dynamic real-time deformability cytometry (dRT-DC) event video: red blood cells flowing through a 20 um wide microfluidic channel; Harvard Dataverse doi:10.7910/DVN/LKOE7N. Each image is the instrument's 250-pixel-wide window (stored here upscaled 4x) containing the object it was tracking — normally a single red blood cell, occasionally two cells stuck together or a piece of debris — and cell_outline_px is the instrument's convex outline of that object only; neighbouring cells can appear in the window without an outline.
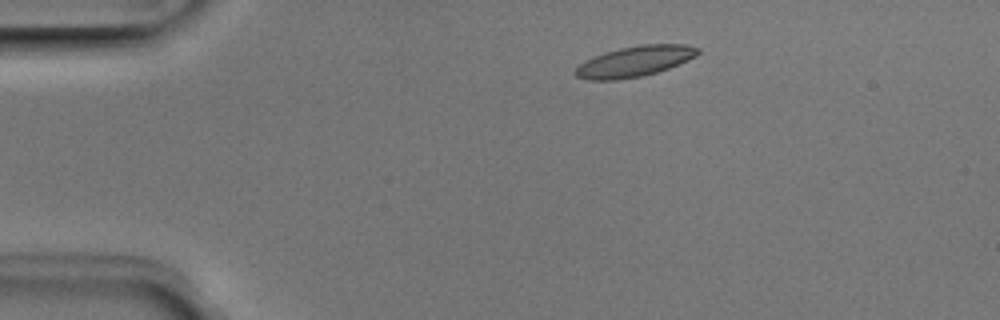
{"species": "Egyptian fruit bat (a non-hibernating species)", "species_latin": "Rousettus aegyptiacus", "temperature_condition": "room temperature", "stored_images_in_passage": 2, "camera_frame_rate_fps": 3000, "um_per_image_px": 0.085, "animal": {"sex": "male"}, "frame": {"image": 1, "passage_image": 2, "time_ms": 0.333, "image_size_px": [1000, 320], "cell_outline_px": [[700, 52], [696, 56], [688, 60], [668, 68], [644, 76], [616, 80], [588, 80], [576, 76], [572, 72], [584, 60], [592, 56], [604, 52], [620, 48], [640, 44], [688, 44], [700, 48]], "centroid_in_image_um": [53.93, 5.21], "position_along_channel_um": 31.1, "area_um2": 22.08}}